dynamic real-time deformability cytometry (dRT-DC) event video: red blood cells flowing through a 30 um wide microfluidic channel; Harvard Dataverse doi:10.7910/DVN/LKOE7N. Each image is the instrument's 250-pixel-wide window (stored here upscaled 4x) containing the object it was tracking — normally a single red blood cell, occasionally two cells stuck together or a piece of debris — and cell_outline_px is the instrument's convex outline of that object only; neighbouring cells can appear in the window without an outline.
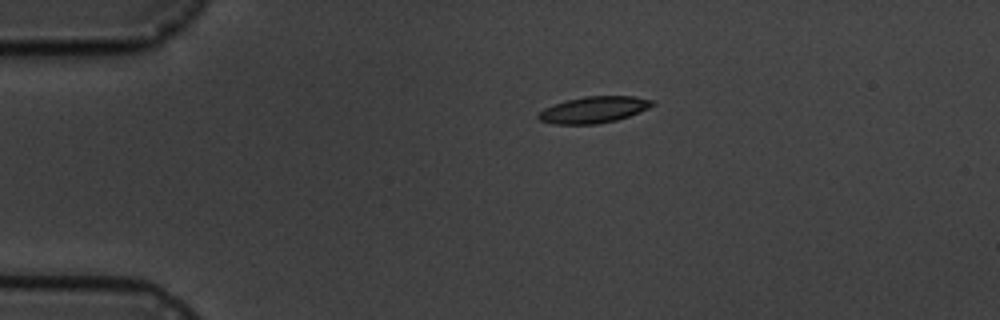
{"species": "common noctule bat (a hibernating species)", "species_latin": "Nyctalus noctula", "temperature_condition": "cold", "stored_images_in_passage": 6, "camera_frame_rate_fps": 3000, "um_per_image_px": 0.085, "animal": {"sex": "male", "body_mass_g": 19.5, "forearm_length_mm": 54.6}, "frame": {"image": 1, "passage_image": 6, "time_ms": 6.667, "image_size_px": [1000, 320], "cell_outline_px": [[656, 104], [640, 112], [616, 120], [596, 124], [552, 124], [540, 120], [536, 116], [544, 108], [564, 100], [584, 96], [636, 96], [656, 100]], "centroid_in_image_um": [50.49, 9.31], "position_along_channel_um": 34.5, "area_um2": 17.74}}